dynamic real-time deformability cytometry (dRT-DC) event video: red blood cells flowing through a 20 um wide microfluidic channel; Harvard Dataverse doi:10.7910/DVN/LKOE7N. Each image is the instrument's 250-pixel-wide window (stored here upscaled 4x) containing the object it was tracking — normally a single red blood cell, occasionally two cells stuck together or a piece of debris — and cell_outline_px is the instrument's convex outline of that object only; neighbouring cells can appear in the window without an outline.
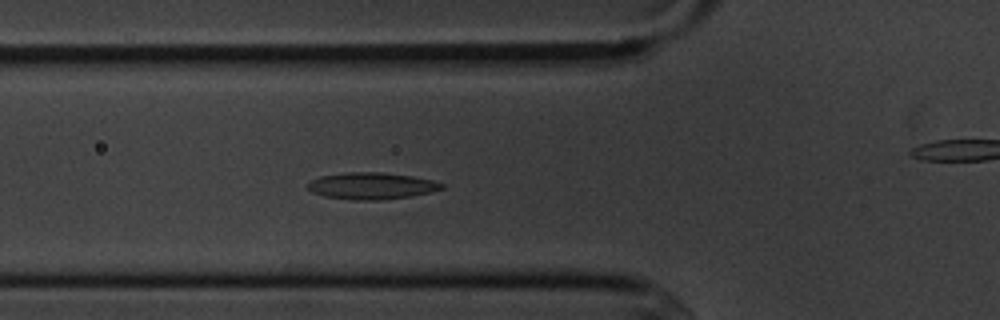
{"species": "common noctule bat (a hibernating species)", "species_latin": "Nyctalus noctula", "temperature_condition": "cold", "stored_images_in_passage": 7, "segment_of_instrument_passage": [1, 2], "camera_frame_rate_fps": 3000, "um_per_image_px": 0.085, "animal": {"sex": "male", "body_mass_g": 20.1, "forearm_length_mm": 53.5}, "frame": {"image": 1, "passage_image": 6, "time_ms": 5.667, "image_size_px": [1000, 320], "cell_outline_px": [[444, 188], [432, 192], [412, 196], [384, 200], [352, 200], [324, 196], [312, 192], [308, 188], [308, 184], [312, 180], [320, 176], [348, 172], [380, 172], [412, 176], [432, 180], [444, 184]], "centroid_in_image_um": [31.61, 15.81], "position_along_channel_um": 94.2, "area_um2": 20.92}}